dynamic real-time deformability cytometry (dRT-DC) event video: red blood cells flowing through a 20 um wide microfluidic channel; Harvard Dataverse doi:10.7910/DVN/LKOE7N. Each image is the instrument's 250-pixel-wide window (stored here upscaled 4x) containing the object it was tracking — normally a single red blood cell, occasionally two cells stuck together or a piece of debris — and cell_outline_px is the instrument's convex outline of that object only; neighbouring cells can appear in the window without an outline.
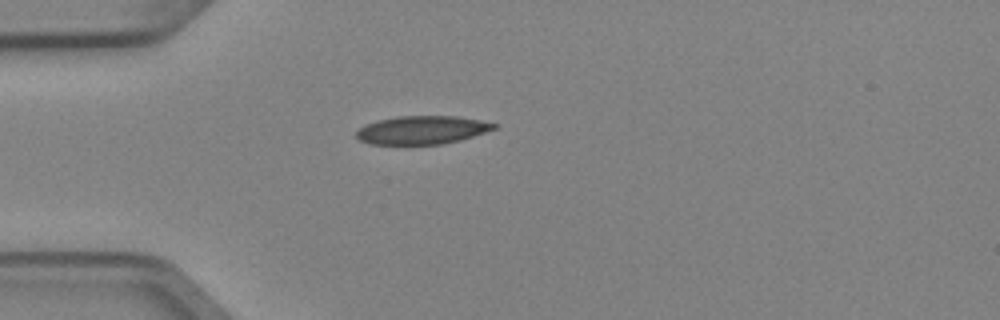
{"species": "Egyptian fruit bat (a non-hibernating species)", "species_latin": "Rousettus aegyptiacus", "temperature_condition": "cold", "stored_images_in_passage": 1, "camera_frame_rate_fps": 3000, "um_per_image_px": 0.085, "animal": {"sex": "female"}, "frame": {"image": 1, "passage_image": 1, "time_ms": 0.0, "image_size_px": [1000, 320], "cell_outline_px": [[500, 124], [496, 128], [460, 140], [440, 144], [368, 144], [360, 140], [356, 136], [356, 132], [364, 124], [376, 120], [396, 116], [456, 116], [480, 120]], "centroid_in_image_um": [35.85, 11.04], "position_along_channel_um": 49.2, "area_um2": 22.72}}